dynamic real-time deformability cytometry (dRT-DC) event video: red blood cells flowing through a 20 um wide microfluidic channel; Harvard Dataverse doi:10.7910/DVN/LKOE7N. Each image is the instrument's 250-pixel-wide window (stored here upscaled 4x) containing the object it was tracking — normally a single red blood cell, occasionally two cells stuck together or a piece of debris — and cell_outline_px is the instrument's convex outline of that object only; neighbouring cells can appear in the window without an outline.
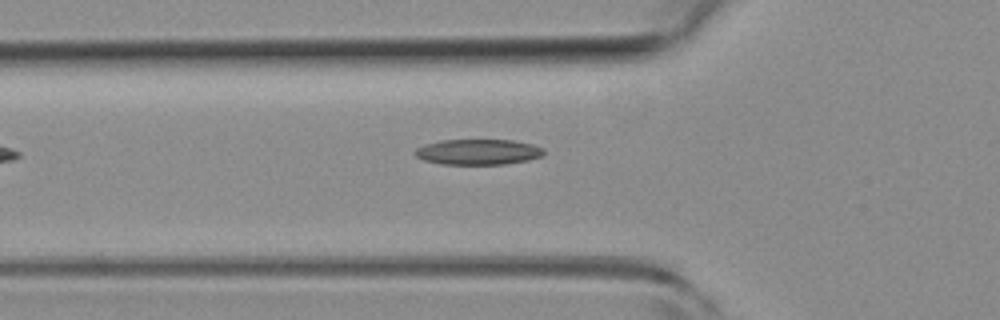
{"species": "common noctule bat (a hibernating species)", "species_latin": "Nyctalus noctula", "temperature_condition": "room temperature", "stored_images_in_passage": 5, "camera_frame_rate_fps": 3000, "um_per_image_px": 0.085, "animal": {"sex": "female", "body_mass_g": 19.3, "forearm_length_mm": 54.1}, "frame": {"image": 1, "passage_image": 5, "time_ms": 1.333, "image_size_px": [1000, 320], "cell_outline_px": [[544, 156], [528, 160], [504, 164], [440, 164], [424, 160], [416, 156], [412, 152], [416, 148], [424, 144], [440, 140], [512, 140], [532, 144], [544, 148]], "centroid_in_image_um": [40.63, 12.91], "position_along_channel_um": 85.2, "area_um2": 19.31}}